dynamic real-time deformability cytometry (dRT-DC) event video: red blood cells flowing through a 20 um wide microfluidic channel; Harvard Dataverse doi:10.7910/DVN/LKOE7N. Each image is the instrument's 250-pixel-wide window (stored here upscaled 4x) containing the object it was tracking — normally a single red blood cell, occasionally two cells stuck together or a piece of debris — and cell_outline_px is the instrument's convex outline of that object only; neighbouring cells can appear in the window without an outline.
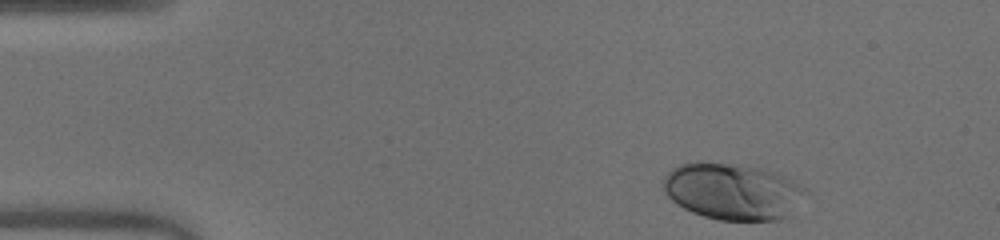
{"species": "human", "species_latin": "Homo sapiens", "temperature_condition": "warm", "stored_images_in_passage": 45, "camera_frame_rate_fps": 3000, "um_per_image_px": 0.085, "donor": {"sex": "male"}, "frame": {"image": 1, "passage_image": 1, "time_ms": 0.0, "image_size_px": [1000, 240], "cell_outline_px": [[804, 188], [788, 216], [776, 220], [720, 220], [704, 216], [692, 212], [684, 208], [672, 200], [668, 196], [664, 188], [664, 176], [672, 168], [680, 164], [700, 160], [760, 168], [776, 172]], "centroid_in_image_um": [62.17, 16.25], "position_along_channel_um": 22.8, "area_um2": 46.01}}
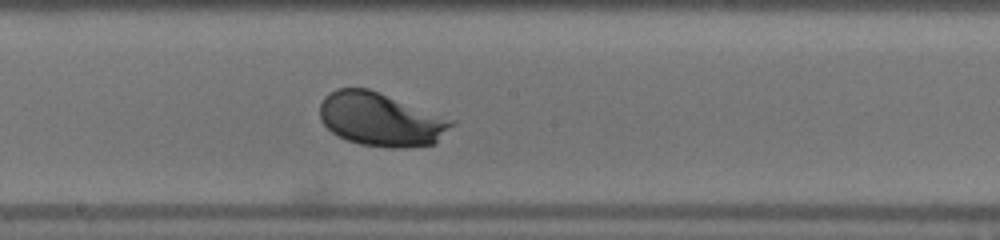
{"frame": {"image": 2, "passage_image": 22, "time_ms": 7.0, "image_size_px": [1000, 240], "cell_outline_px": [[456, 124], [436, 144], [408, 148], [388, 148], [360, 144], [336, 136], [320, 120], [320, 104], [324, 96], [336, 88], [368, 88], [456, 120]], "centroid_in_image_um": [32.41, 10.17], "position_along_channel_um": 215.8, "area_um2": 41.56}}
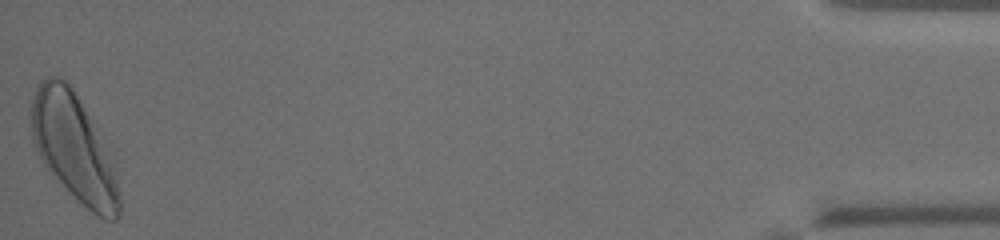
{"frame": {"image": 3, "passage_image": 45, "time_ms": 14.667, "image_size_px": [1000, 240], "cell_outline_px": [[120, 216], [116, 220], [104, 220], [92, 212], [76, 200], [48, 172], [36, 148], [32, 136], [28, 112], [28, 108], [36, 88], [40, 80], [48, 76], [60, 76], [72, 88], [92, 124], [104, 152], [116, 184], [120, 196]], "centroid_in_image_um": [6.15, 12.56], "position_along_channel_um": 429.1, "area_um2": 53.47}, "authors_computed_cell_mechanics": {"area_um2": 41.038, "velocity_mm_per_s": 3.9969, "shape_relaxation_time_tau1_ms": 1.5874, "shape_relaxation_time_tau2_ms": null, "deformation_change_tau1": 0.128, "deformation_change_tau2": null}}